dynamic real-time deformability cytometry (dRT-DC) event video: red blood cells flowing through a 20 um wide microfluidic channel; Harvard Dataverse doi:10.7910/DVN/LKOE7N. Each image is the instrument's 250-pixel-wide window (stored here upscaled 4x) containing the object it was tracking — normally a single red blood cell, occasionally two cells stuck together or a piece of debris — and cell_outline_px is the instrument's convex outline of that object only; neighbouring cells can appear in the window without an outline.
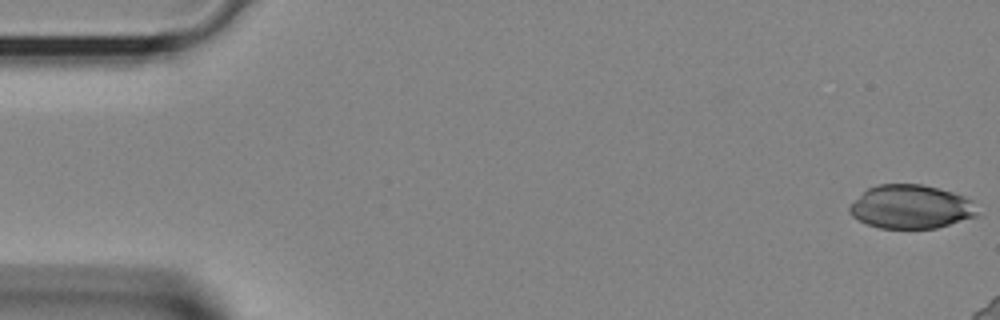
{"species": "Egyptian fruit bat (a non-hibernating species)", "species_latin": "Rousettus aegyptiacus", "temperature_condition": "room temperature", "stored_images_in_passage": 12, "camera_frame_rate_fps": 3000, "um_per_image_px": 0.085, "animal": {"sex": "female"}, "frame": {"image": 1, "passage_image": 1, "time_ms": 0.0, "image_size_px": [1000, 320], "cell_outline_px": [[980, 216], [936, 228], [880, 228], [868, 224], [852, 216], [848, 212], [848, 208], [868, 188], [880, 184], [920, 184], [952, 192], [964, 196], [972, 200]], "centroid_in_image_um": [77.47, 17.59], "position_along_channel_um": 7.5, "area_um2": 32.37}}
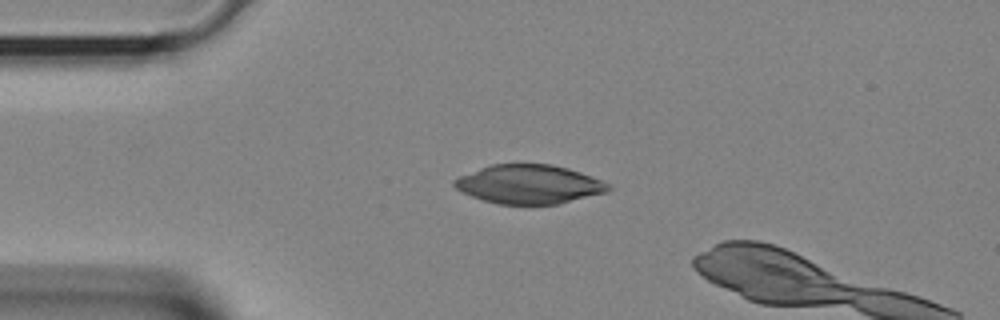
{"frame": {"image": 2, "passage_image": 9, "time_ms": 2.667, "image_size_px": [1000, 320], "cell_outline_px": [[612, 188], [608, 192], [556, 204], [496, 204], [472, 196], [456, 188], [452, 184], [452, 180], [460, 176], [480, 168], [492, 164], [552, 164], [568, 168], [592, 176], [608, 184]], "centroid_in_image_um": [44.97, 15.66], "position_along_channel_um": 40.0, "area_um2": 34.74}}